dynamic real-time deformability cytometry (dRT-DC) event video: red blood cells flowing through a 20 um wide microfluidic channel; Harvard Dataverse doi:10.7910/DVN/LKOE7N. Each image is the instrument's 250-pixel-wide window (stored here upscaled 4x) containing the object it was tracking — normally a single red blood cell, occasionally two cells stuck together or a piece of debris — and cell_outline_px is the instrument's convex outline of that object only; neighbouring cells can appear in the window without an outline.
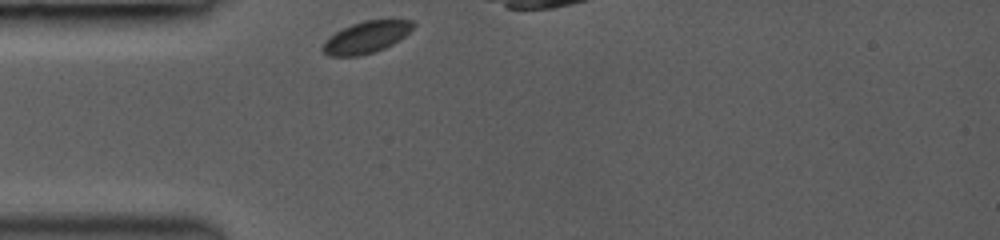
{"species": "common noctule bat (a hibernating species)", "species_latin": "Nyctalus noctula", "temperature_condition": "room temperature", "stored_images_in_passage": 15, "camera_frame_rate_fps": 3000, "um_per_image_px": 0.085, "animal": {"sex": "female", "body_mass_g": 19.0, "forearm_length_mm": 53.3}, "frame": {"image": 1, "passage_image": 1, "time_ms": 0.0, "image_size_px": [1000, 240], "cell_outline_px": [[416, 24], [404, 36], [392, 44], [384, 48], [360, 56], [328, 56], [320, 48], [324, 40], [328, 36], [352, 24], [364, 20], [412, 20]], "centroid_in_image_um": [31.08, 3.17], "position_along_channel_um": 53.9, "area_um2": 16.65}}
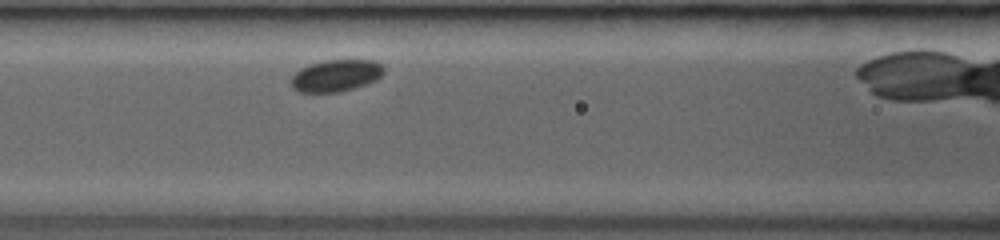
{"frame": {"image": 2, "passage_image": 9, "time_ms": 2.333, "image_size_px": [1000, 240], "cell_outline_px": [[384, 72], [376, 80], [368, 84], [340, 92], [296, 92], [292, 88], [288, 80], [300, 68], [308, 64], [324, 60], [372, 60], [384, 64]], "centroid_in_image_um": [28.53, 6.43], "position_along_channel_um": 138.1, "area_um2": 17.63}}
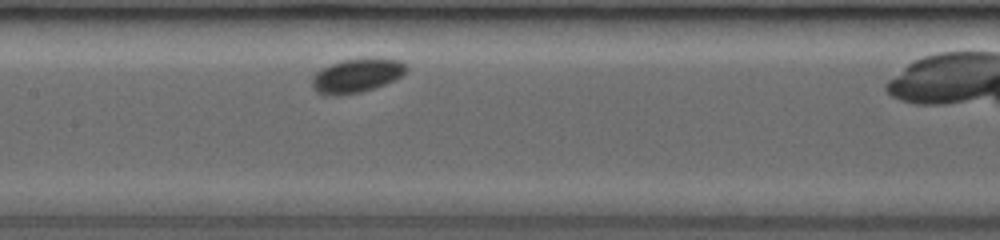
{"frame": {"image": 3, "passage_image": 13, "time_ms": 3.333, "image_size_px": [1000, 240], "cell_outline_px": [[408, 72], [396, 80], [376, 88], [360, 92], [340, 96], [324, 96], [316, 92], [312, 88], [312, 80], [316, 72], [332, 64], [344, 60], [400, 60], [408, 68]], "centroid_in_image_um": [30.31, 6.49], "position_along_channel_um": 177.1, "area_um2": 18.44}}